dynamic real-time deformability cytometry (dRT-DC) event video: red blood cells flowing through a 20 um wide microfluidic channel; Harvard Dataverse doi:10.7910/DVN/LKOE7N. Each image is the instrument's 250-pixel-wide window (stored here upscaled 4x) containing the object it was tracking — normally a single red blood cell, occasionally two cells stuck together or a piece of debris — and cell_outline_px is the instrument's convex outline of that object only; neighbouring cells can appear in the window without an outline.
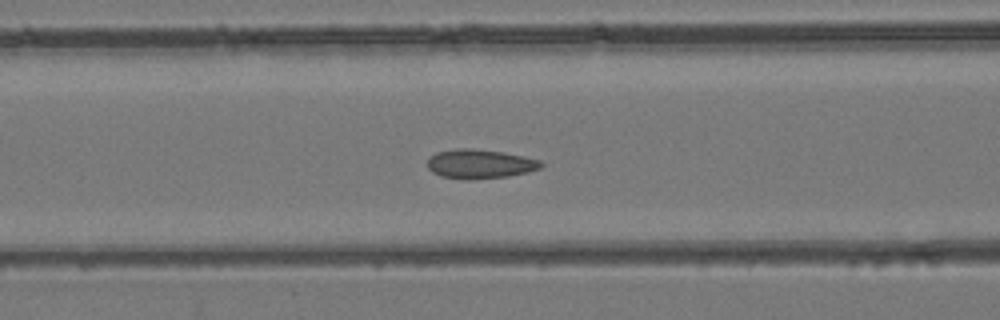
{"species": "common noctule bat (a hibernating species)", "species_latin": "Nyctalus noctula", "temperature_condition": "room temperature", "stored_images_in_passage": 50, "camera_frame_rate_fps": 3000, "um_per_image_px": 0.085, "animal": {"sex": "female", "body_mass_g": 24.6, "forearm_length_mm": 56.2}, "frame": {"image": 1, "passage_image": 21, "time_ms": 6.667, "image_size_px": [1000, 320], "cell_outline_px": [[544, 164], [540, 168], [528, 172], [508, 176], [468, 180], [464, 180], [440, 176], [432, 172], [428, 168], [428, 160], [436, 152], [456, 148], [472, 148], [504, 152], [524, 156], [540, 160]], "centroid_in_image_um": [40.79, 13.93], "position_along_channel_um": 125.8, "area_um2": 19.48}}
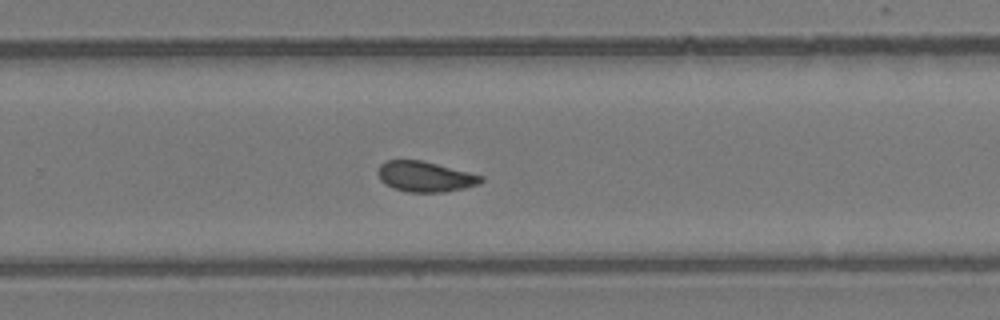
{"frame": {"image": 2, "passage_image": 33, "time_ms": 10.667, "image_size_px": [1000, 320], "cell_outline_px": [[484, 180], [480, 184], [464, 188], [444, 192], [408, 192], [392, 188], [384, 184], [380, 180], [376, 172], [380, 164], [384, 160], [420, 160], [484, 176]], "centroid_in_image_um": [36.1, 15.02], "position_along_channel_um": 293.7, "area_um2": 18.38}}
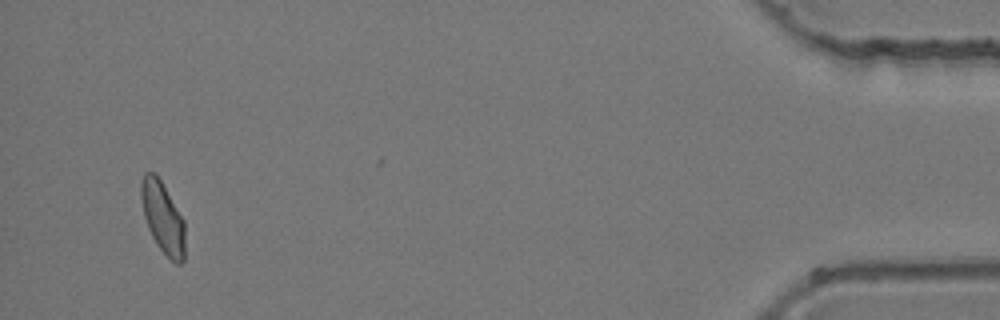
{"frame": {"image": 3, "passage_image": 48, "time_ms": 15.667, "image_size_px": [1000, 320], "cell_outline_px": [[184, 260], [180, 264], [176, 264], [156, 244], [148, 228], [144, 216], [140, 196], [140, 180], [144, 172], [152, 172], [160, 180], [184, 220]], "centroid_in_image_um": [13.81, 18.48], "position_along_channel_um": 421.4, "area_um2": 18.03}}